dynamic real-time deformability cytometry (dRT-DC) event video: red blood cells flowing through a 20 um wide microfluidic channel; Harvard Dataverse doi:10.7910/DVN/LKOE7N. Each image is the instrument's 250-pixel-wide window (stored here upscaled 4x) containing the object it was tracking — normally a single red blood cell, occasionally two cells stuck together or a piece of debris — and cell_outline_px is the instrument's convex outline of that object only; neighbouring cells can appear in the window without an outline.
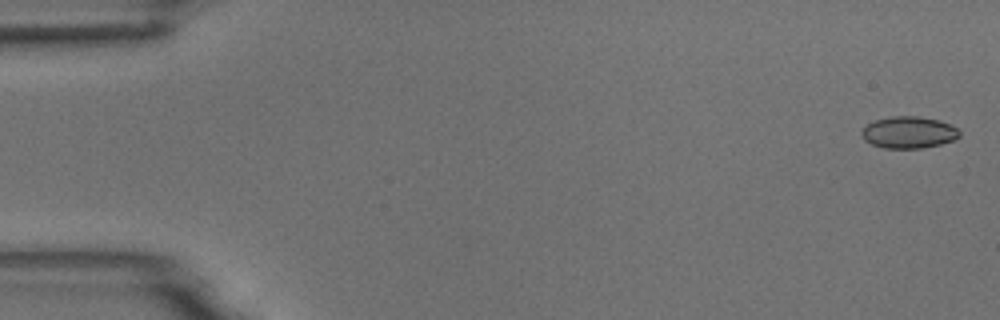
{"species": "common noctule bat (a hibernating species)", "species_latin": "Nyctalus noctula", "temperature_condition": "room temperature", "stored_images_in_passage": 16, "camera_frame_rate_fps": 3000, "um_per_image_px": 0.085, "animal": {"sex": "male", "body_mass_g": 18.8}, "frame": {"image": 1, "passage_image": 1, "time_ms": 0.0, "image_size_px": [1000, 320], "cell_outline_px": [[960, 136], [956, 140], [940, 144], [920, 148], [884, 148], [872, 144], [864, 140], [860, 132], [868, 124], [876, 120], [892, 116], [920, 116], [940, 120], [956, 128], [960, 132]], "centroid_in_image_um": [77.25, 11.25], "position_along_channel_um": 7.7, "area_um2": 18.09}}
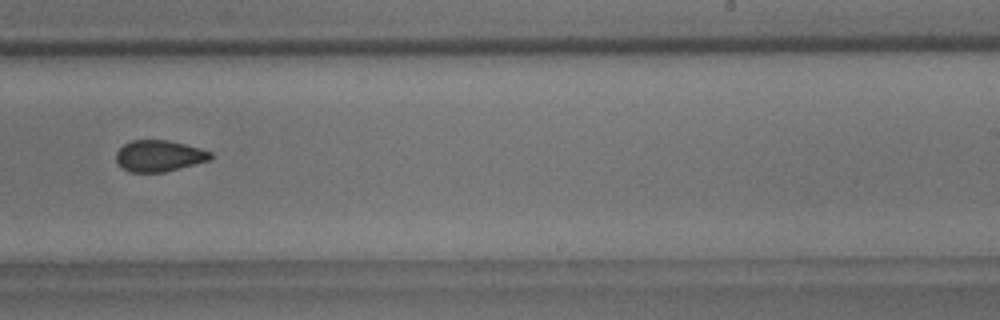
{"frame": {"image": 2, "passage_image": 10, "time_ms": 3.0, "image_size_px": [1000, 320], "cell_outline_px": [[212, 160], [164, 172], [128, 172], [116, 160], [116, 152], [124, 144], [132, 140], [168, 140], [200, 148], [212, 152]], "centroid_in_image_um": [13.55, 13.25], "position_along_channel_um": 275.4, "area_um2": 17.22}}
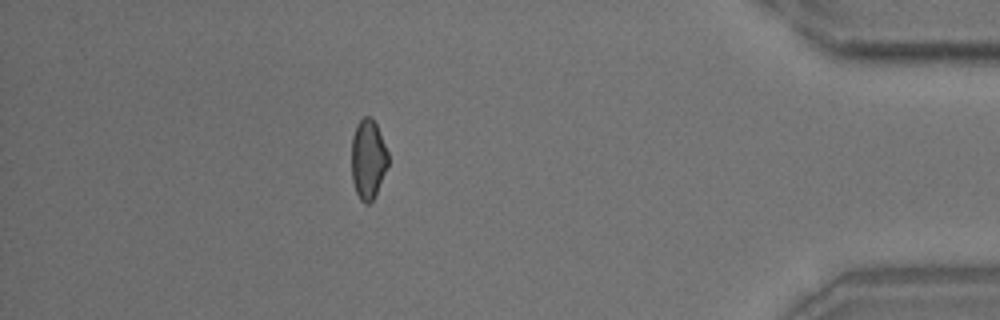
{"frame": {"image": 3, "passage_image": 14, "time_ms": 4.333, "image_size_px": [1000, 320], "cell_outline_px": [[388, 164], [376, 192], [372, 200], [368, 204], [364, 204], [360, 200], [356, 192], [352, 180], [352, 136], [356, 124], [364, 116], [372, 116], [376, 124], [388, 152]], "centroid_in_image_um": [31.27, 13.5], "position_along_channel_um": 403.9, "area_um2": 16.88}}